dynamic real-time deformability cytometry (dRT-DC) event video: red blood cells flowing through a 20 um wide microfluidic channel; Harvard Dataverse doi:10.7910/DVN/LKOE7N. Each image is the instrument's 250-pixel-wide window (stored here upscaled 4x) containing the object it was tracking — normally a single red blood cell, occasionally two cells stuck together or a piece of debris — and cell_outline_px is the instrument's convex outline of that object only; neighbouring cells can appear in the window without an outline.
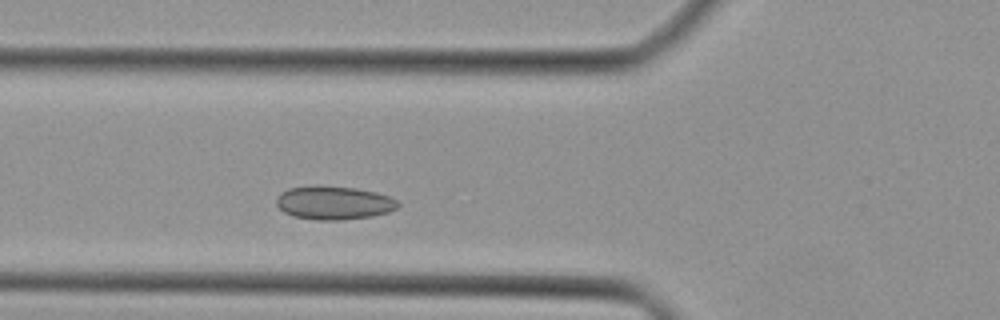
{"species": "Egyptian fruit bat (a non-hibernating species)", "species_latin": "Rousettus aegyptiacus", "temperature_condition": "cold", "stored_images_in_passage": 35, "camera_frame_rate_fps": 3000, "um_per_image_px": 0.085, "animal": {"sex": "female"}, "frame": {"image": 1, "passage_image": 7, "time_ms": 2.0, "image_size_px": [1000, 320], "cell_outline_px": [[400, 204], [396, 208], [388, 212], [372, 216], [340, 220], [316, 220], [292, 216], [284, 212], [276, 204], [276, 200], [280, 192], [288, 188], [320, 184], [356, 188], [376, 192], [388, 196], [396, 200]], "centroid_in_image_um": [28.34, 17.22], "position_along_channel_um": 97.5, "area_um2": 23.99}}
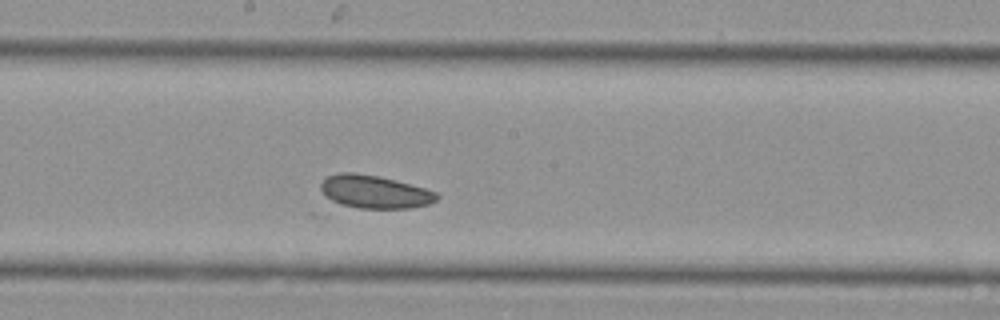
{"frame": {"image": 2, "passage_image": 15, "time_ms": 4.667, "image_size_px": [1000, 320], "cell_outline_px": [[440, 196], [436, 200], [428, 204], [412, 208], [328, 216], [324, 216], [320, 188], [320, 184], [328, 176], [340, 172], [352, 172], [380, 176], [396, 180], [424, 188], [436, 192]], "centroid_in_image_um": [31.45, 16.52], "position_along_channel_um": 216.8, "area_um2": 26.47}}
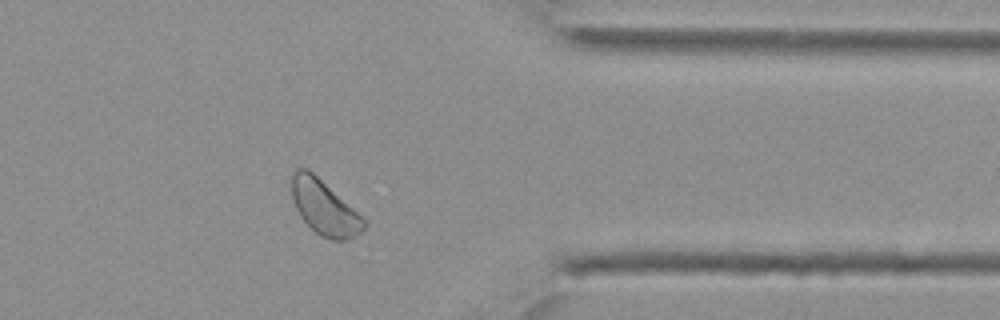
{"frame": {"image": 3, "passage_image": 27, "time_ms": 8.667, "image_size_px": [1000, 320], "cell_outline_px": [[368, 224], [356, 236], [344, 240], [332, 240], [320, 236], [300, 216], [296, 208], [292, 196], [288, 176], [292, 168], [308, 168], [368, 220]], "centroid_in_image_um": [27.55, 17.59], "position_along_channel_um": 383.9, "area_um2": 23.52}}